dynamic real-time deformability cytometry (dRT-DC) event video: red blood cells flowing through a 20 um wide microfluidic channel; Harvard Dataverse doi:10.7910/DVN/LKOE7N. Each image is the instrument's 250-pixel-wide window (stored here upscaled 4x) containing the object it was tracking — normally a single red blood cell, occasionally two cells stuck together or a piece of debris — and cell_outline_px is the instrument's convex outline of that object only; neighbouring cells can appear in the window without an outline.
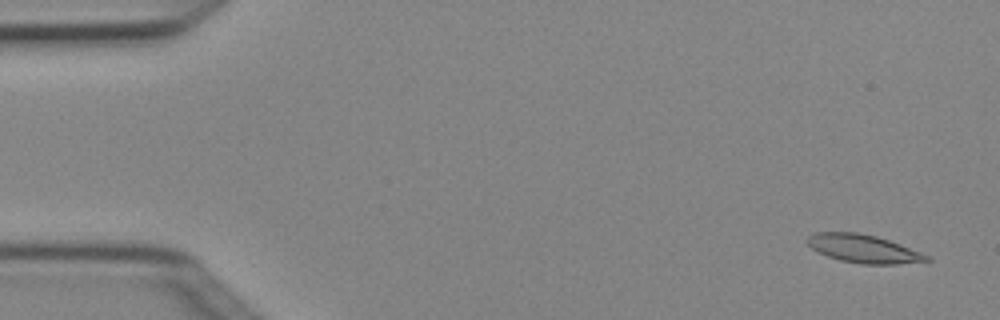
{"species": "Egyptian fruit bat (a non-hibernating species)", "species_latin": "Rousettus aegyptiacus", "temperature_condition": "cold", "stored_images_in_passage": 5, "camera_frame_rate_fps": 3000, "um_per_image_px": 0.085, "animal": {"sex": "female"}, "frame": {"image": 1, "passage_image": 1, "time_ms": 0.0, "image_size_px": [1000, 320], "cell_outline_px": [[932, 260], [896, 264], [860, 264], [840, 260], [828, 256], [812, 248], [804, 240], [808, 236], [816, 232], [856, 232], [876, 236], [900, 244], [920, 252], [928, 256]], "centroid_in_image_um": [73.36, 21.13], "position_along_channel_um": 11.6, "area_um2": 19.42}}
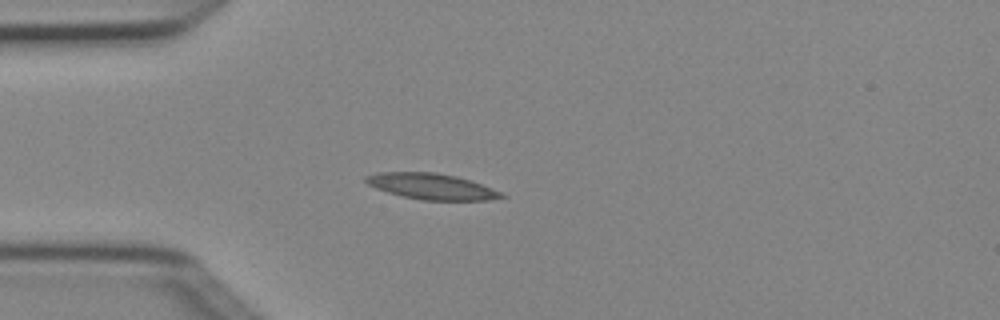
{"frame": {"image": 2, "passage_image": 4, "time_ms": 1.0, "image_size_px": [1000, 320], "cell_outline_px": [[508, 196], [488, 200], [424, 200], [404, 196], [388, 192], [376, 188], [368, 184], [364, 180], [364, 176], [376, 172], [436, 172], [456, 176], [504, 192]], "centroid_in_image_um": [36.69, 15.84], "position_along_channel_um": 48.3, "area_um2": 20.4}}